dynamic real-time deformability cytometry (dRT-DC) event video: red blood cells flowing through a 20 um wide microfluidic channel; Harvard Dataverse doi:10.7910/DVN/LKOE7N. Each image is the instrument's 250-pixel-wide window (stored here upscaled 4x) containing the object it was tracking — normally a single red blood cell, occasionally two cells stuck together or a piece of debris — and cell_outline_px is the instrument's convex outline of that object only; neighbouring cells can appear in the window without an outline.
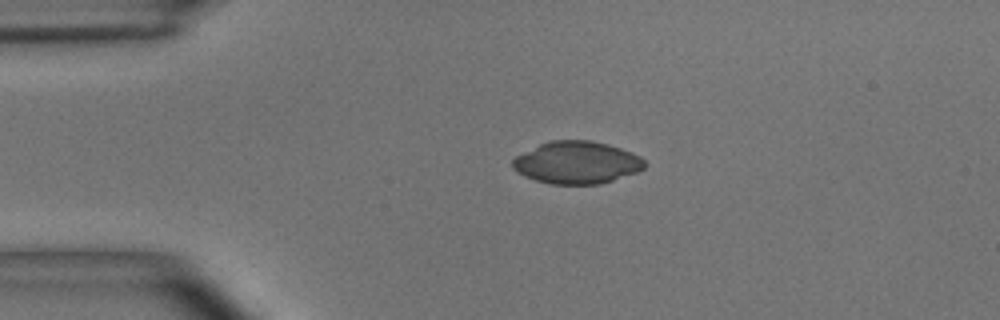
{"species": "common noctule bat (a hibernating species)", "species_latin": "Nyctalus noctula", "temperature_condition": "room temperature", "stored_images_in_passage": 41, "camera_frame_rate_fps": 3000, "um_per_image_px": 0.085, "animal": {"sex": "male", "body_mass_g": 15.6}, "frame": {"image": 1, "passage_image": 1, "time_ms": 0.0, "image_size_px": [1000, 320], "cell_outline_px": [[648, 164], [644, 168], [636, 172], [600, 184], [552, 184], [536, 180], [524, 176], [512, 168], [512, 160], [516, 156], [540, 144], [552, 140], [592, 140], [608, 144], [632, 152], [640, 156]], "centroid_in_image_um": [49.04, 13.81], "position_along_channel_um": 36.0, "area_um2": 32.54}}
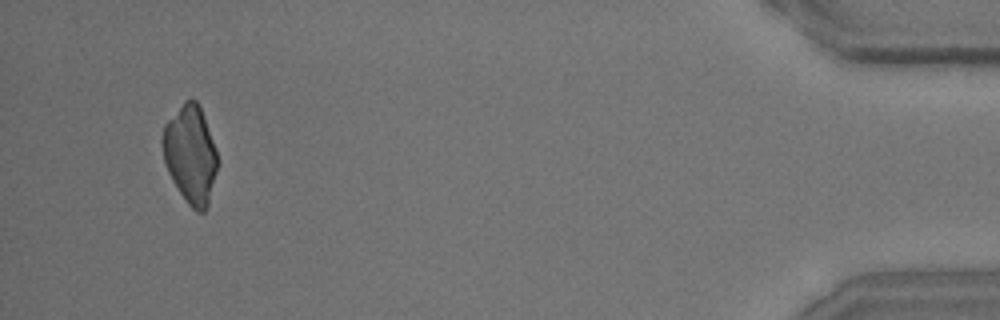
{"frame": {"image": 2, "passage_image": 41, "time_ms": 13.333, "image_size_px": [1000, 320], "cell_outline_px": [[220, 164], [208, 208], [204, 212], [196, 212], [188, 204], [172, 180], [168, 172], [164, 160], [160, 144], [160, 140], [164, 124], [184, 100], [192, 96], [196, 100], [200, 108], [220, 160]], "centroid_in_image_um": [16.2, 13.14], "position_along_channel_um": 419.0, "area_um2": 32.08}}